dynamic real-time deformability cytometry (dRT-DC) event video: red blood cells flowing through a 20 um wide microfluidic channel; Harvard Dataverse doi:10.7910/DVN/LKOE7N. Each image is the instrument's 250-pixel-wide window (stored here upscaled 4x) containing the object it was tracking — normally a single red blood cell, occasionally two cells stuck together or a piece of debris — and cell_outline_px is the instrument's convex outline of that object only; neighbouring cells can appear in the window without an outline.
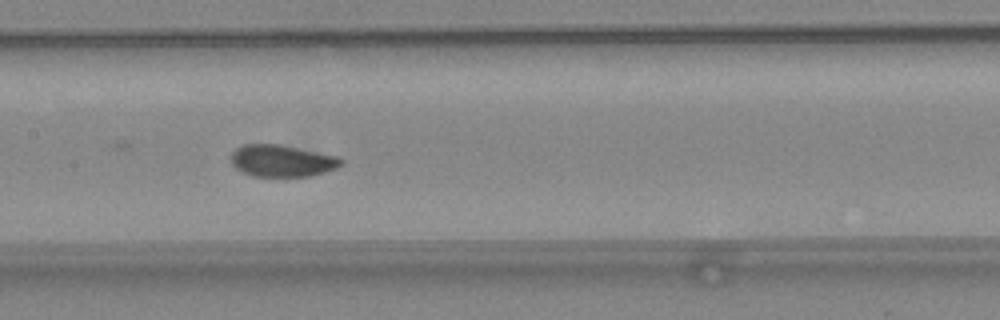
{"species": "common noctule bat (a hibernating species)", "species_latin": "Nyctalus noctula", "temperature_condition": "warm", "stored_images_in_passage": 13, "camera_frame_rate_fps": 3000, "um_per_image_px": 0.085, "animal": {"sex": "female", "body_mass_g": 24.6, "forearm_length_mm": 56.2}, "frame": {"image": 1, "passage_image": 10, "time_ms": 3.0, "image_size_px": [1000, 320], "cell_outline_px": [[344, 164], [336, 168], [324, 172], [308, 176], [252, 176], [236, 168], [232, 164], [232, 152], [236, 148], [244, 144], [280, 144], [336, 156], [344, 160]], "centroid_in_image_um": [23.97, 13.66], "position_along_channel_um": 183.4, "area_um2": 20.29}}